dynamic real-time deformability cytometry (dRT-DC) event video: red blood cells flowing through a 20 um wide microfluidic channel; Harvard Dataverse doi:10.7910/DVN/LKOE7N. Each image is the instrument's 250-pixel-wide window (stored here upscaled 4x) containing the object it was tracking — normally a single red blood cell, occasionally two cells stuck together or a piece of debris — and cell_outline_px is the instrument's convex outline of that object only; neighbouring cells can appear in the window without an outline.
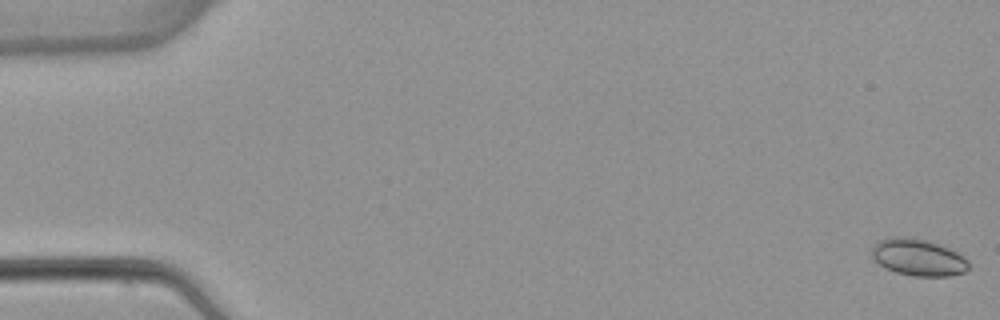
{"species": "common noctule bat (a hibernating species)", "species_latin": "Nyctalus noctula", "temperature_condition": "warm", "stored_images_in_passage": 6, "camera_frame_rate_fps": 3000, "um_per_image_px": 0.085, "animal": {"sex": "female", "body_mass_g": 22.7, "forearm_length_mm": 54.2}, "frame": {"image": 1, "passage_image": 1, "time_ms": 0.0, "image_size_px": [1000, 320], "cell_outline_px": [[968, 268], [964, 272], [948, 276], [912, 276], [896, 272], [884, 268], [872, 260], [872, 248], [880, 240], [892, 236], [896, 236], [924, 240], [948, 248], [956, 252], [968, 260]], "centroid_in_image_um": [78.0, 21.89], "position_along_channel_um": 7.0, "area_um2": 20.58}}